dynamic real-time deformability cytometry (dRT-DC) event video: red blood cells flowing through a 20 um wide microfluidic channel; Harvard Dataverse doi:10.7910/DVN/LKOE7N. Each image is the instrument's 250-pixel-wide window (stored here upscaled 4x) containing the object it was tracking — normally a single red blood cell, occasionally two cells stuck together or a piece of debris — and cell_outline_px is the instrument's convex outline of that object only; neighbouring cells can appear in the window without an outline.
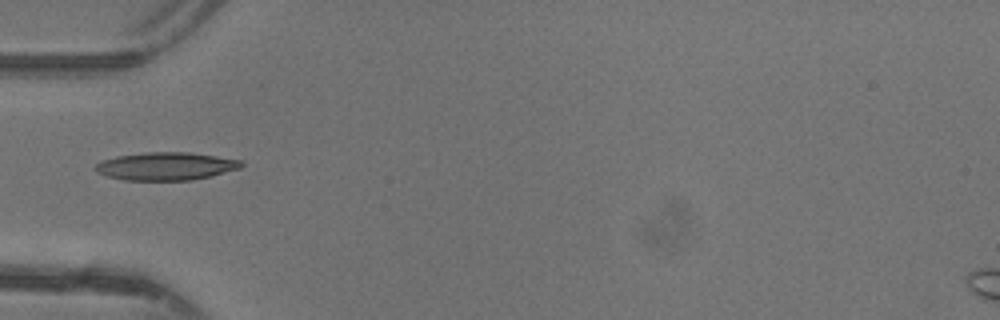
{"species": "common noctule bat (a hibernating species)", "species_latin": "Nyctalus noctula", "temperature_condition": "warm", "stored_images_in_passage": 32, "camera_frame_rate_fps": 3000, "um_per_image_px": 0.085, "animal": {"sex": "female"}, "frame": {"image": 1, "passage_image": 1, "time_ms": 0.0, "image_size_px": [1000, 320], "cell_outline_px": [[244, 164], [240, 168], [212, 176], [192, 180], [124, 180], [108, 176], [96, 172], [92, 168], [100, 160], [116, 156], [144, 152], [188, 152], [244, 160]], "centroid_in_image_um": [14.09, 14.12], "position_along_channel_um": 70.9, "area_um2": 23.99}}
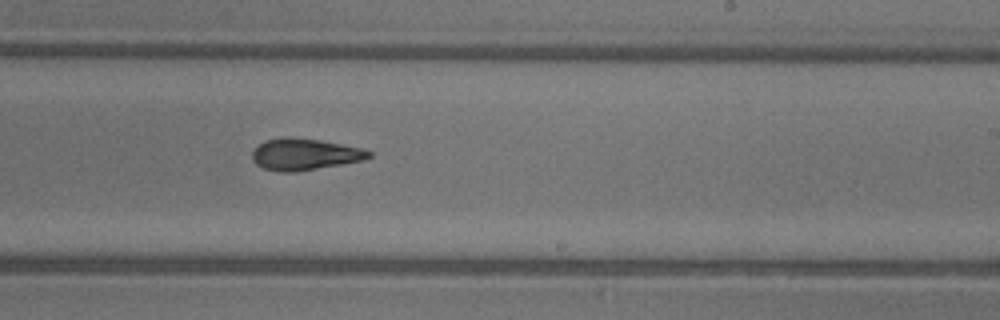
{"frame": {"image": 2, "passage_image": 14, "time_ms": 4.333, "image_size_px": [1000, 320], "cell_outline_px": [[372, 156], [364, 160], [296, 172], [276, 172], [264, 168], [256, 164], [252, 160], [252, 152], [264, 140], [284, 136], [292, 136], [320, 140], [360, 148], [372, 152]], "centroid_in_image_um": [25.86, 13.11], "position_along_channel_um": 263.1, "area_um2": 21.56}}
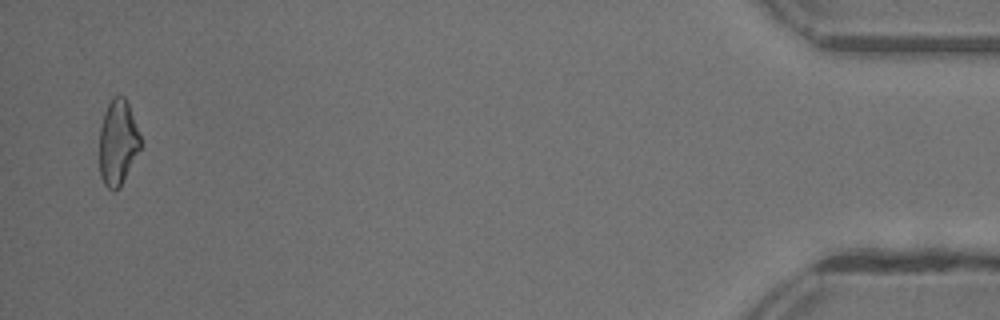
{"frame": {"image": 3, "passage_image": 31, "time_ms": 10.0, "image_size_px": [1000, 320], "cell_outline_px": [[140, 148], [120, 188], [108, 188], [104, 184], [100, 176], [100, 128], [104, 112], [112, 96], [124, 96], [128, 104], [140, 136]], "centroid_in_image_um": [10.0, 12.1], "position_along_channel_um": 425.2, "area_um2": 20.06}, "authors_computed_cell_mechanics": {"area_um2": 21.2415, "velocity_mm_per_s": 4.4236, "shape_relaxation_time_tau1_ms": 6.4829, "shape_relaxation_time_tau2_ms": 2.3022, "deformation_change_tau1": 0.1914, "deformation_change_tau2": 0.1016}}